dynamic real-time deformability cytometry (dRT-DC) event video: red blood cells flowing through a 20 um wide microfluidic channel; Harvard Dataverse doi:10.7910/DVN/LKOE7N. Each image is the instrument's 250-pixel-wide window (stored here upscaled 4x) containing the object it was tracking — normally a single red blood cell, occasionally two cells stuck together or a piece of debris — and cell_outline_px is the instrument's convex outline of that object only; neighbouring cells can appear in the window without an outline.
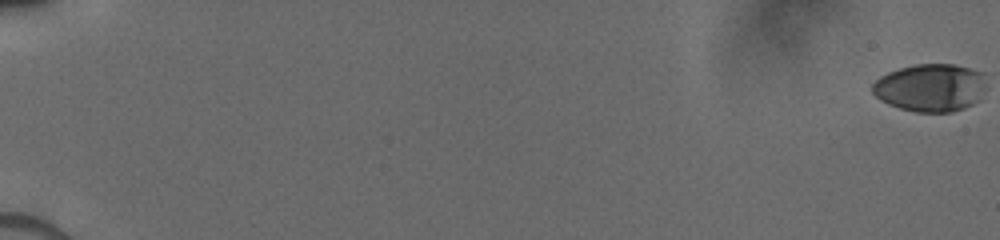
{"species": "human", "species_latin": "Homo sapiens", "temperature_condition": "cold", "stored_images_in_passage": 26, "camera_frame_rate_fps": 3000, "um_per_image_px": 0.085, "donor": {"sex": "male"}, "frame": {"image": 1, "passage_image": 1, "time_ms": 0.0, "image_size_px": [1000, 240], "cell_outline_px": [[984, 88], [980, 100], [964, 108], [952, 112], [916, 112], [900, 108], [888, 104], [880, 100], [872, 92], [872, 84], [880, 76], [888, 72], [900, 68], [916, 64], [952, 64], [968, 68], [980, 72], [984, 84]], "centroid_in_image_um": [79.05, 7.46], "position_along_channel_um": 5.9, "area_um2": 31.56}}